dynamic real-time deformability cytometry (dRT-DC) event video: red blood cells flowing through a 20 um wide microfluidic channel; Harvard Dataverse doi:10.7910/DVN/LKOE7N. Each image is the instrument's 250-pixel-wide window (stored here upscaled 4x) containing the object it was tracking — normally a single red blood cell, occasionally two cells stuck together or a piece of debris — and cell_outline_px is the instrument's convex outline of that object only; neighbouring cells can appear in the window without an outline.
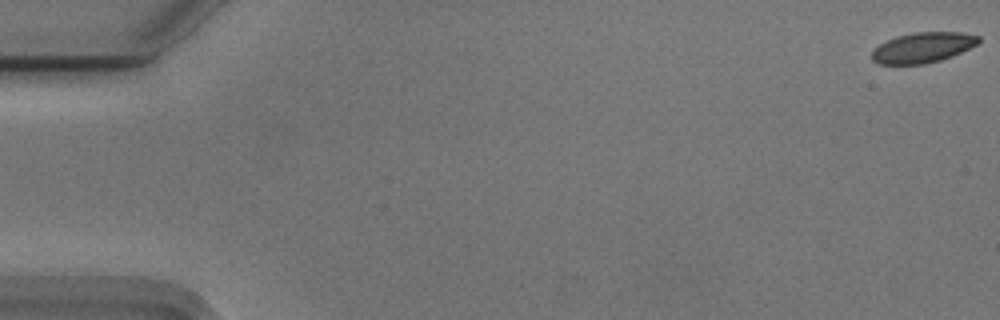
{"species": "Egyptian fruit bat (a non-hibernating species)", "species_latin": "Rousettus aegyptiacus", "temperature_condition": "cold", "stored_images_in_passage": 12, "camera_frame_rate_fps": 3000, "um_per_image_px": 0.085, "animal": {"sex": "male"}, "frame": {"image": 1, "passage_image": 1, "time_ms": 0.0, "image_size_px": [1000, 320], "cell_outline_px": [[980, 40], [976, 44], [952, 56], [940, 60], [924, 64], [876, 64], [872, 60], [872, 52], [880, 44], [896, 36], [912, 32], [960, 32], [980, 36]], "centroid_in_image_um": [78.42, 4.04], "position_along_channel_um": 6.6, "area_um2": 18.73}}